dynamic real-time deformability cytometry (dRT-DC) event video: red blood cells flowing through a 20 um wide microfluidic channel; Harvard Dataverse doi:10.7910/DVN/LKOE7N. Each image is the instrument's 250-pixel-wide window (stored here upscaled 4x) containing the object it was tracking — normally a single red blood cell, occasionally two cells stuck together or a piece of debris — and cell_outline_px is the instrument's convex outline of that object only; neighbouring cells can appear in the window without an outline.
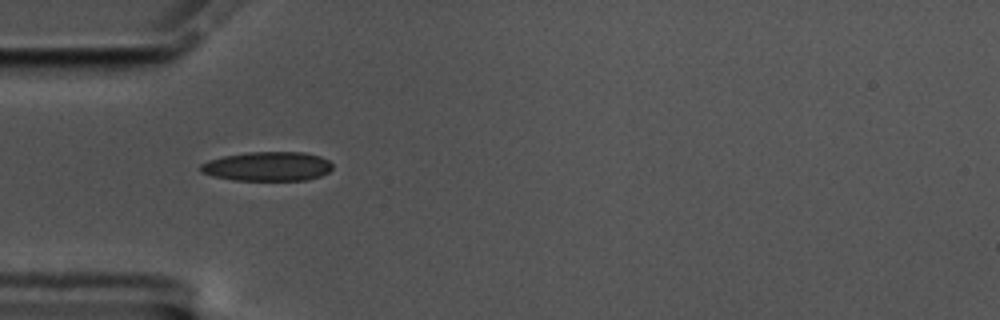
{"species": "common noctule bat (a hibernating species)", "species_latin": "Nyctalus noctula", "temperature_condition": "cold", "stored_images_in_passage": 41, "camera_frame_rate_fps": 3000, "um_per_image_px": 0.085, "animal": {"sex": "male", "body_mass_g": 17.5, "forearm_length_mm": 52.3}, "frame": {"image": 1, "passage_image": 1, "time_ms": 0.0, "image_size_px": [1000, 320], "cell_outline_px": [[332, 168], [328, 172], [320, 176], [308, 180], [232, 180], [212, 176], [200, 172], [200, 164], [208, 160], [224, 156], [248, 152], [304, 152], [320, 156], [328, 160], [332, 164]], "centroid_in_image_um": [22.73, 14.14], "position_along_channel_um": 62.3, "area_um2": 22.6}}
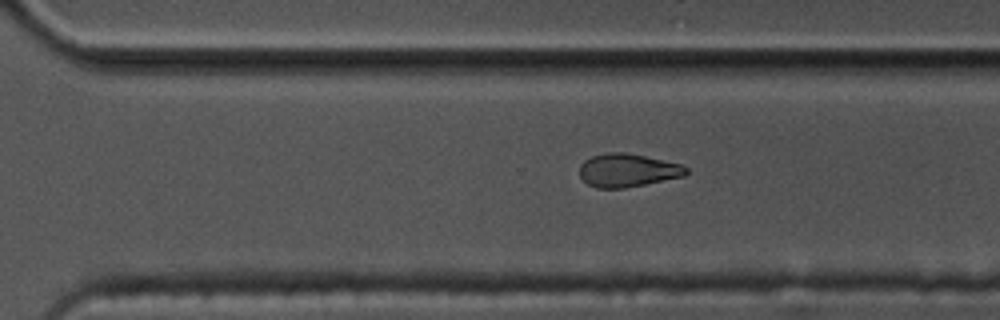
{"frame": {"image": 2, "passage_image": 23, "time_ms": 7.333, "image_size_px": [1000, 320], "cell_outline_px": [[688, 172], [684, 176], [624, 188], [596, 188], [588, 184], [580, 176], [580, 164], [584, 160], [592, 156], [608, 152], [624, 152], [644, 156], [680, 164], [688, 168]], "centroid_in_image_um": [53.32, 14.47], "position_along_channel_um": 317.3, "area_um2": 20.46}}
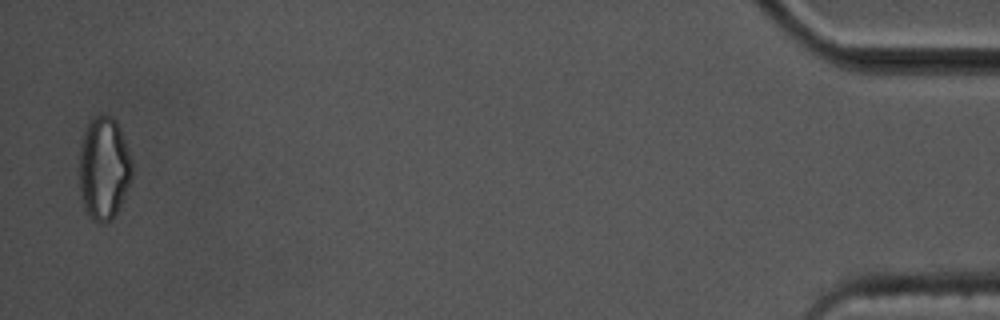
{"frame": {"image": 3, "passage_image": 40, "time_ms": 13.0, "image_size_px": [1000, 320], "cell_outline_px": [[132, 176], [120, 204], [112, 220], [100, 224], [92, 220], [88, 216], [80, 192], [80, 144], [84, 132], [88, 124], [96, 116], [112, 116], [116, 120], [120, 128], [132, 160]], "centroid_in_image_um": [8.83, 14.32], "position_along_channel_um": 426.4, "area_um2": 31.39}, "authors_computed_cell_mechanics": {"area_um2": 22.3686, "velocity_mm_per_s": 3.5001, "shape_relaxation_time_tau1_ms": 6.8304, "shape_relaxation_time_tau2_ms": 7.121, "deformation_change_tau1": 0.1283, "deformation_change_tau2": 0.1404}}